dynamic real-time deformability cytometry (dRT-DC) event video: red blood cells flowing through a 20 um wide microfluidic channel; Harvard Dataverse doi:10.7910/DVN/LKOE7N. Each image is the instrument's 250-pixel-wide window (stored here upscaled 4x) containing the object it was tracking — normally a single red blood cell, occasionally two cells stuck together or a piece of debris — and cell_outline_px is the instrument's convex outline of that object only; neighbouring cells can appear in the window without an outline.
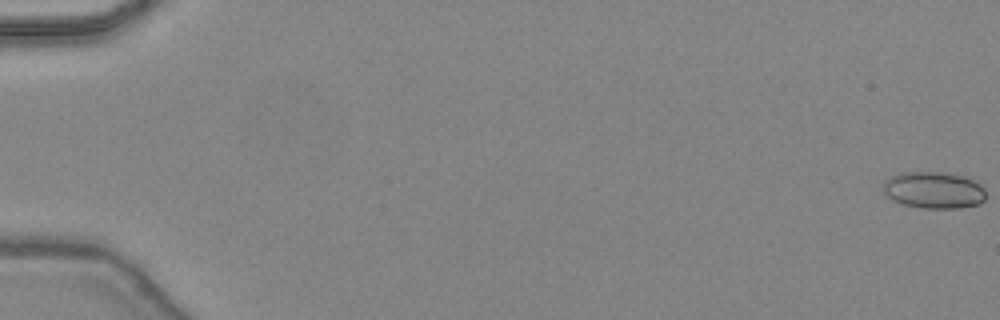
{"species": "common noctule bat (a hibernating species)", "species_latin": "Nyctalus noctula", "temperature_condition": "warm", "stored_images_in_passage": 48, "camera_frame_rate_fps": 3000, "um_per_image_px": 0.085, "animal": {"sex": "female", "body_mass_g": 24.6, "forearm_length_mm": 56.2}, "frame": {"image": 1, "passage_image": 1, "time_ms": 0.0, "image_size_px": [1000, 320], "cell_outline_px": [[984, 200], [980, 204], [960, 208], [924, 208], [904, 204], [892, 200], [884, 192], [884, 184], [892, 176], [904, 172], [944, 172], [964, 176], [980, 184], [984, 188]], "centroid_in_image_um": [79.41, 16.16], "position_along_channel_um": 5.6, "area_um2": 21.79}}
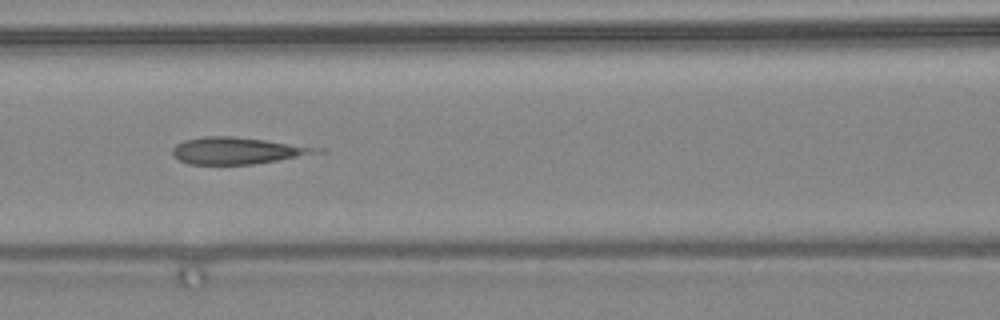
{"frame": {"image": 2, "passage_image": 23, "time_ms": 7.333, "image_size_px": [1000, 320], "cell_outline_px": [[328, 152], [252, 164], [188, 164], [172, 156], [172, 148], [176, 144], [184, 140], [204, 136], [232, 136], [264, 140], [324, 148]], "centroid_in_image_um": [20.2, 12.8], "position_along_channel_um": 146.4, "area_um2": 22.54}}
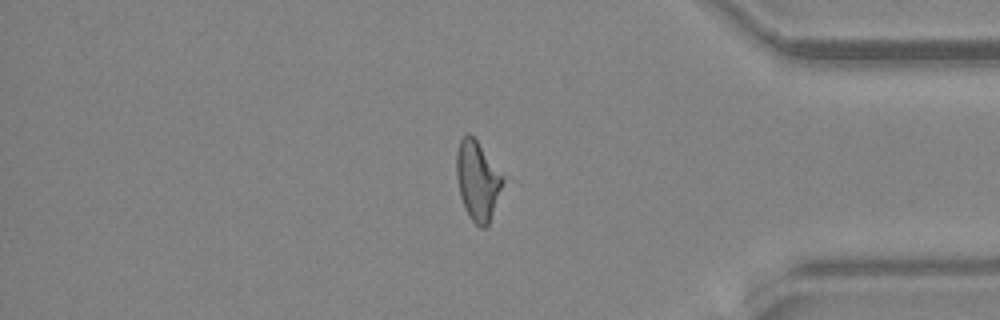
{"frame": {"image": 3, "passage_image": 41, "time_ms": 13.333, "image_size_px": [1000, 320], "cell_outline_px": [[504, 180], [488, 224], [484, 228], [480, 228], [468, 216], [460, 196], [456, 176], [456, 152], [460, 140], [468, 132], [476, 140], [504, 176]], "centroid_in_image_um": [40.57, 15.34], "position_along_channel_um": 394.6, "area_um2": 21.1}}